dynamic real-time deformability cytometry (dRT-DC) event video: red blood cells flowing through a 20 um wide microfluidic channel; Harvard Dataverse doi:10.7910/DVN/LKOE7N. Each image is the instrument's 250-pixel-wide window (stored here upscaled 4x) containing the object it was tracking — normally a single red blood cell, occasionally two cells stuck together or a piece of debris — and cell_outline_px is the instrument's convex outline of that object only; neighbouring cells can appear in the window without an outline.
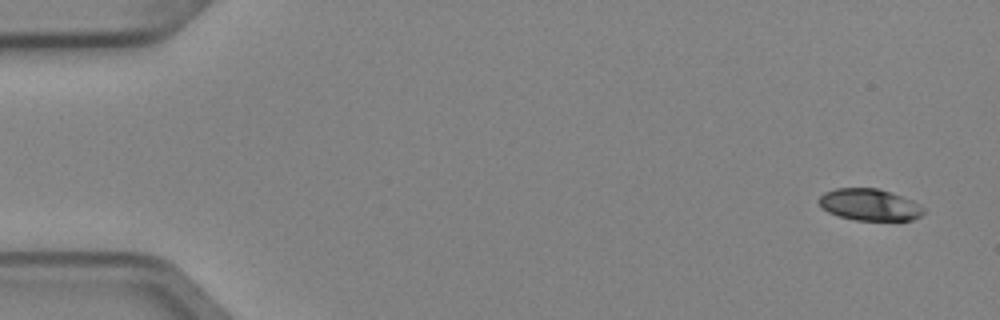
{"species": "Egyptian fruit bat (a non-hibernating species)", "species_latin": "Rousettus aegyptiacus", "temperature_condition": "cold", "stored_images_in_passage": 8, "camera_frame_rate_fps": 3000, "um_per_image_px": 0.085, "animal": {"sex": "female"}, "frame": {"image": 1, "passage_image": 1, "time_ms": 0.0, "image_size_px": [1000, 320], "cell_outline_px": [[924, 212], [920, 216], [912, 220], [856, 220], [840, 216], [828, 212], [816, 200], [824, 192], [836, 188], [876, 188], [892, 192], [912, 200], [920, 204], [924, 208]], "centroid_in_image_um": [73.92, 17.39], "position_along_channel_um": 11.1, "area_um2": 19.36}}
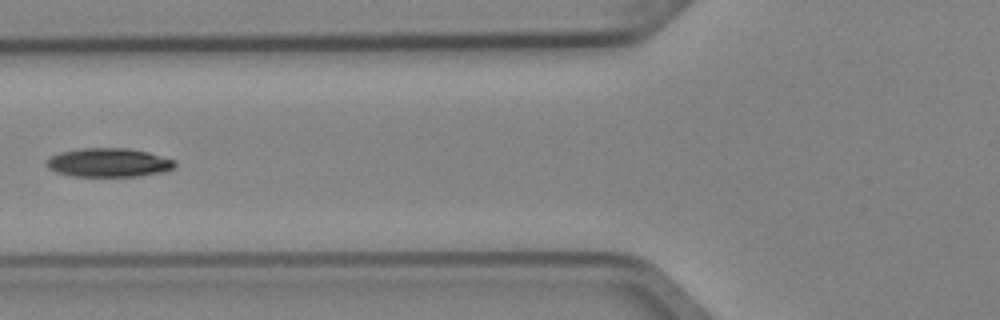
{"frame": {"image": 2, "passage_image": 6, "time_ms": 1.667, "image_size_px": [1000, 320], "cell_outline_px": [[176, 164], [172, 168], [164, 172], [140, 176], [72, 176], [56, 172], [48, 168], [48, 160], [52, 156], [60, 152], [80, 148], [128, 148], [148, 152], [176, 160]], "centroid_in_image_um": [9.27, 13.82], "position_along_channel_um": 116.5, "area_um2": 21.5}}
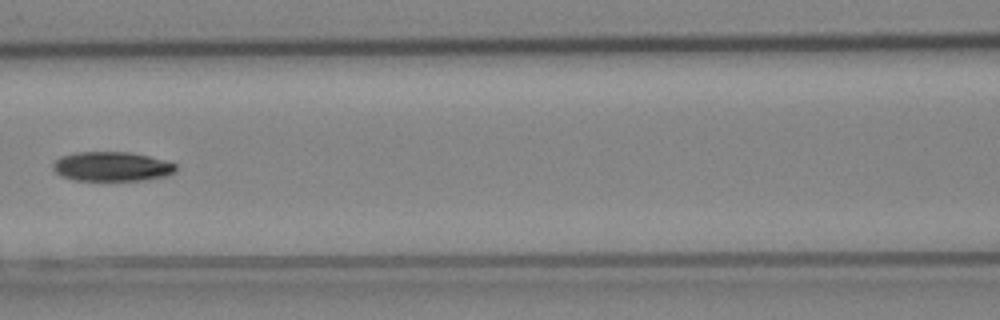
{"frame": {"image": 3, "passage_image": 7, "time_ms": 2.0, "image_size_px": [1000, 320], "cell_outline_px": [[176, 172], [168, 176], [144, 180], [72, 180], [60, 176], [52, 168], [52, 164], [60, 156], [76, 152], [128, 152], [148, 156], [164, 160], [176, 164]], "centroid_in_image_um": [9.5, 14.16], "position_along_channel_um": 157.1, "area_um2": 21.21}}